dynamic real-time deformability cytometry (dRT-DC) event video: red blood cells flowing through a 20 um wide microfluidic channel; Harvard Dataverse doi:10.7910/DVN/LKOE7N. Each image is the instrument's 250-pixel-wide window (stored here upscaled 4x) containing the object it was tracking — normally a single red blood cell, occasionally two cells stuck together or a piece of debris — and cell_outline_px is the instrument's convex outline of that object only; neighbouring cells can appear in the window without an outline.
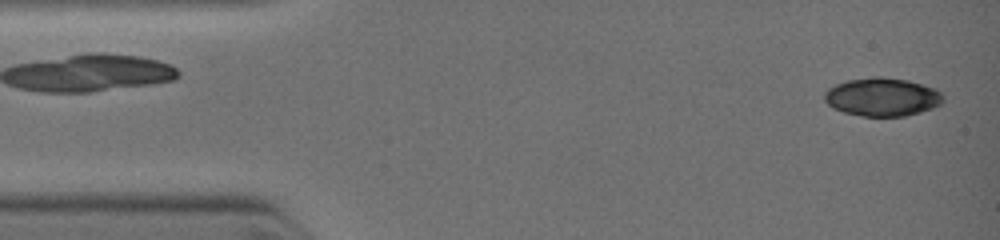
{"species": "common noctule bat (a hibernating species)", "species_latin": "Nyctalus noctula", "temperature_condition": "warm", "stored_images_in_passage": 15, "camera_frame_rate_fps": 3000, "um_per_image_px": 0.085, "animal": {"sex": "female", "body_mass_g": 19.0, "forearm_length_mm": 51.5}, "frame": {"image": 1, "passage_image": 1, "time_ms": 0.0, "image_size_px": [1000, 240], "cell_outline_px": [[944, 100], [940, 104], [932, 108], [920, 112], [904, 116], [864, 116], [844, 112], [832, 108], [824, 100], [824, 92], [828, 88], [836, 84], [848, 80], [872, 76], [880, 76], [908, 80], [936, 88], [940, 92]], "centroid_in_image_um": [74.98, 8.23], "position_along_channel_um": 10.0, "area_um2": 26.59}}
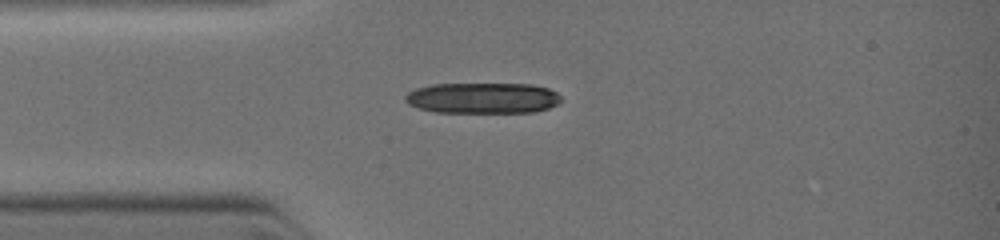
{"frame": {"image": 2, "passage_image": 8, "time_ms": 2.333, "image_size_px": [1000, 240], "cell_outline_px": [[560, 100], [556, 104], [548, 108], [532, 112], [436, 112], [420, 108], [408, 104], [404, 100], [404, 96], [408, 92], [416, 88], [432, 84], [532, 84], [548, 88], [556, 92], [560, 96]], "centroid_in_image_um": [41.0, 8.32], "position_along_channel_um": 44.0, "area_um2": 27.92}}